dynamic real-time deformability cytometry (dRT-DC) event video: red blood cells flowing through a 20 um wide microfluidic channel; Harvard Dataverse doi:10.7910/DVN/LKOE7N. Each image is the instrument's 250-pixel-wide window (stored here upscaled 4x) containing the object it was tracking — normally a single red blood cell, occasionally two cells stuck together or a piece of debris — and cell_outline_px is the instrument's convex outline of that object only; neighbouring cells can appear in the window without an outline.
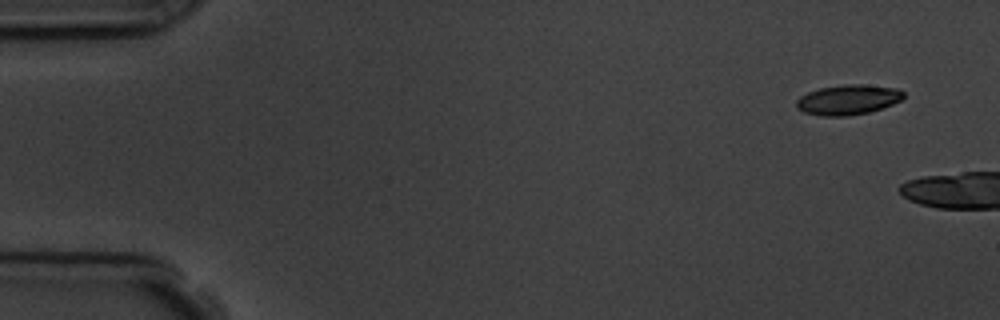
{"species": "common noctule bat (a hibernating species)", "species_latin": "Nyctalus noctula", "temperature_condition": "room temperature", "stored_images_in_passage": 3, "camera_frame_rate_fps": 3000, "um_per_image_px": 0.085, "animal": {"sex": "male", "body_mass_g": 19.5, "forearm_length_mm": 54.6}, "frame": {"image": 1, "passage_image": 1, "time_ms": 0.0, "image_size_px": [1000, 320], "cell_outline_px": [[904, 96], [900, 100], [892, 104], [868, 112], [848, 116], [820, 116], [804, 112], [796, 108], [796, 100], [800, 96], [808, 92], [820, 88], [844, 84], [864, 84], [896, 88], [904, 92]], "centroid_in_image_um": [72.05, 8.47], "position_along_channel_um": 13.0, "area_um2": 18.73}}